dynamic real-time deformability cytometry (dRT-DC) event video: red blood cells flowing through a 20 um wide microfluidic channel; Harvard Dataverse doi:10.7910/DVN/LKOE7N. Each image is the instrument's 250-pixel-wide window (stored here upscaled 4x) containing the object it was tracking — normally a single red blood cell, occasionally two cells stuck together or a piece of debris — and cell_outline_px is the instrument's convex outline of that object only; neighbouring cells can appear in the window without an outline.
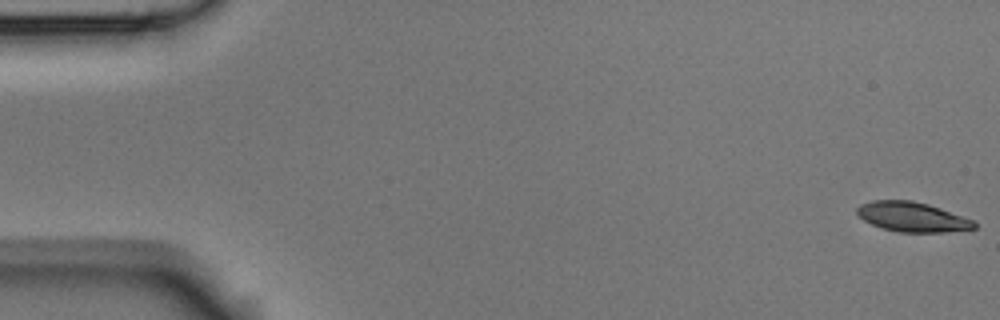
{"species": "Egyptian fruit bat (a non-hibernating species)", "species_latin": "Rousettus aegyptiacus", "temperature_condition": "room temperature", "stored_images_in_passage": 6, "camera_frame_rate_fps": 3000, "um_per_image_px": 0.085, "animal": {"sex": "male"}, "frame": {"image": 1, "passage_image": 1, "time_ms": 0.0, "image_size_px": [1000, 320], "cell_outline_px": [[976, 228], [944, 232], [900, 232], [884, 228], [872, 224], [864, 220], [856, 212], [856, 208], [860, 204], [872, 200], [912, 200], [928, 204], [940, 208], [972, 220], [976, 224]], "centroid_in_image_um": [77.51, 18.42], "position_along_channel_um": 7.5, "area_um2": 20.06}}
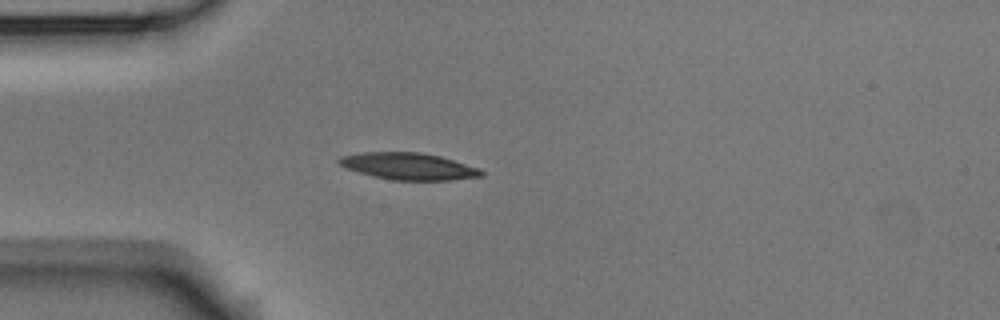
{"frame": {"image": 2, "passage_image": 5, "time_ms": 1.333, "image_size_px": [1000, 320], "cell_outline_px": [[484, 176], [452, 180], [392, 180], [372, 176], [344, 168], [336, 164], [336, 160], [340, 156], [364, 152], [420, 152], [440, 156], [480, 168], [484, 172]], "centroid_in_image_um": [34.69, 14.13], "position_along_channel_um": 50.3, "area_um2": 22.54}}